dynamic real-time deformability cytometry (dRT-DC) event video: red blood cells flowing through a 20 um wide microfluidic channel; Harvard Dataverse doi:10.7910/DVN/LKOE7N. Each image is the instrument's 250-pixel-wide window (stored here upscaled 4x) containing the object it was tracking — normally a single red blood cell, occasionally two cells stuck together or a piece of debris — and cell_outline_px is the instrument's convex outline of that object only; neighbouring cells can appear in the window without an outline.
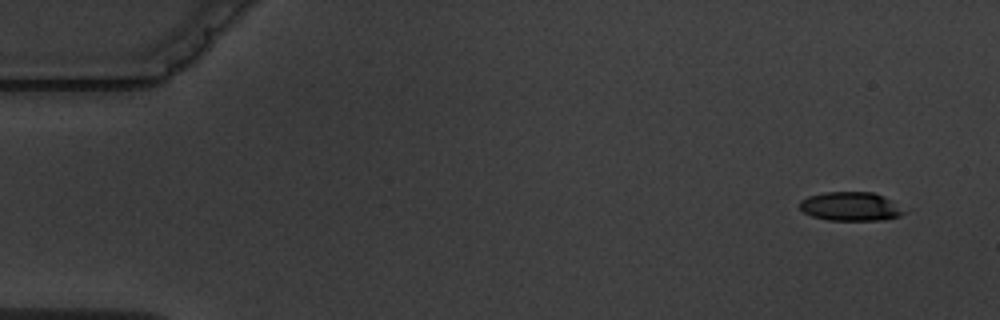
{"species": "common noctule bat (a hibernating species)", "species_latin": "Nyctalus noctula", "temperature_condition": "warm", "stored_images_in_passage": 4, "camera_frame_rate_fps": 3000, "um_per_image_px": 0.085, "animal": {"sex": "male", "body_mass_g": 19.5, "forearm_length_mm": 54.6}, "frame": {"image": 1, "passage_image": 1, "time_ms": 0.0, "image_size_px": [1000, 320], "cell_outline_px": [[912, 208], [908, 212], [900, 216], [888, 220], [828, 220], [812, 216], [804, 212], [800, 208], [800, 200], [808, 196], [824, 192], [872, 192], [884, 196]], "centroid_in_image_um": [72.46, 17.55], "position_along_channel_um": 12.5, "area_um2": 18.21}}